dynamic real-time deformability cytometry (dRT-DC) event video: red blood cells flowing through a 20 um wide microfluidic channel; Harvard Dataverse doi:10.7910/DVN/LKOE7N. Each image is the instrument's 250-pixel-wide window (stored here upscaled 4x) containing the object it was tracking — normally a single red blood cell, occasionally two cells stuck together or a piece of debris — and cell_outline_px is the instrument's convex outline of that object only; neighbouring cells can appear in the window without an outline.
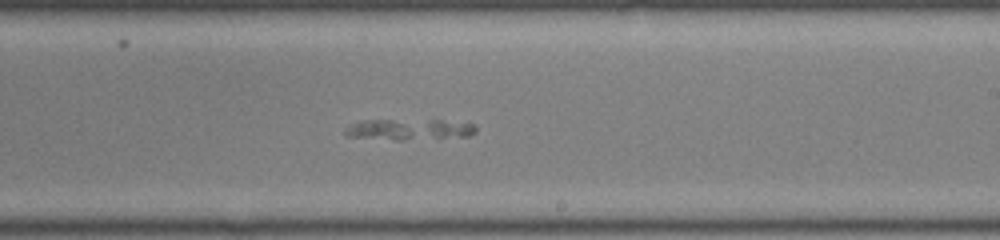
{"species": "common noctule bat (a hibernating species)", "species_latin": "Nyctalus noctula", "temperature_condition": "room temperature", "stored_images_in_passage": 35, "camera_frame_rate_fps": 3000, "um_per_image_px": 0.085, "animal": {"sex": "male", "body_mass_g": 19.0, "forearm_length_mm": 50.8}, "frame": {"image": 1, "passage_image": 15, "time_ms": 4.667, "image_size_px": [1000, 240], "cell_outline_px": [[476, 132], [468, 136], [400, 140], [396, 140], [344, 136], [344, 128], [348, 124], [360, 120], [440, 120], [476, 124]], "centroid_in_image_um": [34.71, 11.0], "position_along_channel_um": 254.3, "area_um2": 16.13}}
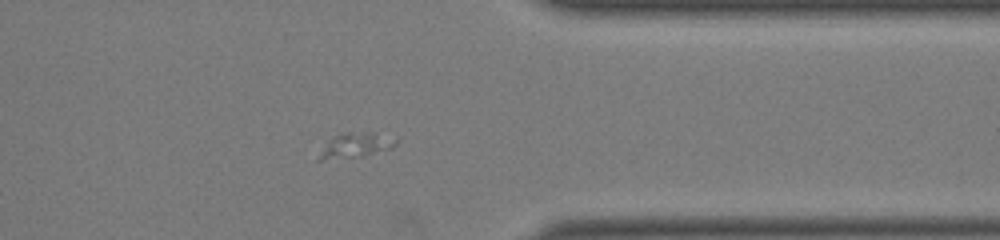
{"frame": {"image": 2, "passage_image": 25, "time_ms": 8.0, "image_size_px": [1000, 240], "cell_outline_px": [[396, 144], [392, 148], [360, 156], [320, 160], [316, 160], [328, 144], [336, 136], [348, 132], [372, 132], [396, 140]], "centroid_in_image_um": [30.26, 12.35], "position_along_channel_um": 381.1, "area_um2": 10.29}}
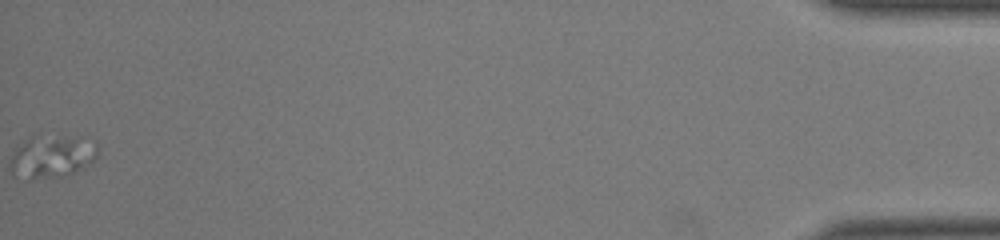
{"frame": {"image": 3, "passage_image": 35, "time_ms": 11.333, "image_size_px": [1000, 240], "cell_outline_px": [[96, 156], [92, 160], [72, 172], [56, 176], [32, 176], [28, 172], [48, 144], [56, 140], [80, 136], [96, 144]], "centroid_in_image_um": [5.43, 13.34], "position_along_channel_um": 429.8, "area_um2": 13.06}}